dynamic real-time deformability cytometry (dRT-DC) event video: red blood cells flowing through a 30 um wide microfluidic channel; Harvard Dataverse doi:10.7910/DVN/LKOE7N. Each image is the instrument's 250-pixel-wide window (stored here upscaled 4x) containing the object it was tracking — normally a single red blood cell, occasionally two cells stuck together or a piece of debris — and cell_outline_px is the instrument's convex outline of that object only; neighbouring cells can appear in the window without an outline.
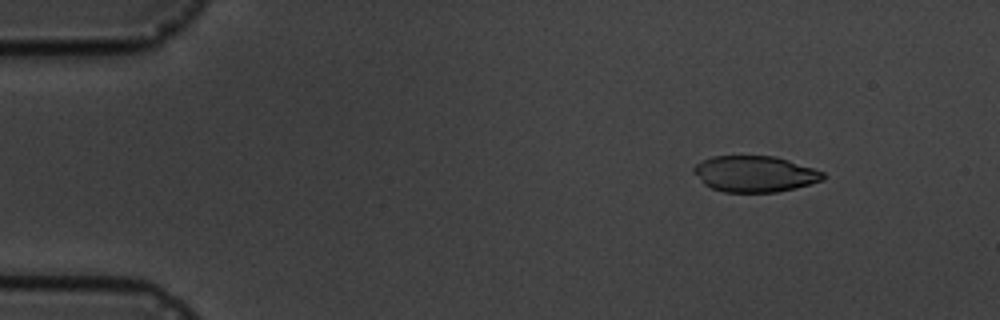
{"species": "common noctule bat (a hibernating species)", "species_latin": "Nyctalus noctula", "temperature_condition": "cold", "stored_images_in_passage": 4, "camera_frame_rate_fps": 3000, "um_per_image_px": 0.085, "animal": {"sex": "male", "body_mass_g": 19.5, "forearm_length_mm": 54.6}, "frame": {"image": 1, "passage_image": 2, "time_ms": 1.333, "image_size_px": [1000, 320], "cell_outline_px": [[824, 180], [796, 188], [776, 192], [724, 192], [712, 188], [704, 184], [692, 172], [692, 168], [696, 164], [712, 156], [776, 156], [824, 172]], "centroid_in_image_um": [64.14, 14.78], "position_along_channel_um": 20.9, "area_um2": 27.17}}